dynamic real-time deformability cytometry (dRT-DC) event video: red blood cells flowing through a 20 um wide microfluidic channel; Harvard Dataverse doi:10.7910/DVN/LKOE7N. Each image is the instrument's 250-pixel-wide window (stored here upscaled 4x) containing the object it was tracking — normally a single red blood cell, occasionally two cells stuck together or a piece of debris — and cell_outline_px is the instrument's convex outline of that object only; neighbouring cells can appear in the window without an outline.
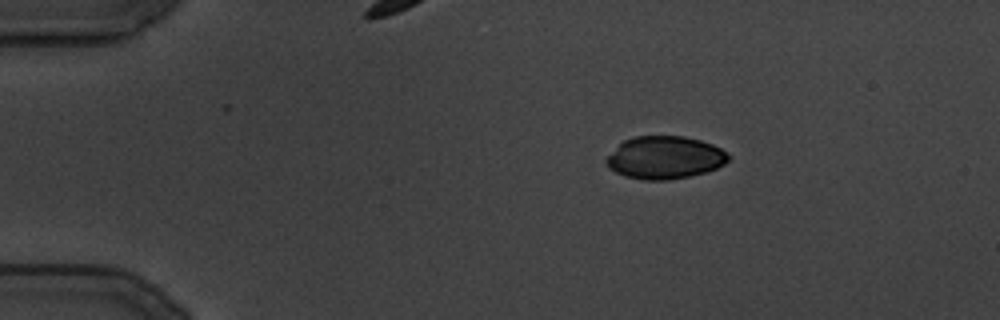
{"species": "common noctule bat (a hibernating species)", "species_latin": "Nyctalus noctula", "temperature_condition": "cold", "stored_images_in_passage": 16, "camera_frame_rate_fps": 3000, "um_per_image_px": 0.085, "animal": {"sex": "male", "body_mass_g": 19.5, "forearm_length_mm": 54.6}, "frame": {"image": 1, "passage_image": 1, "time_ms": 0.0, "image_size_px": [1000, 320], "cell_outline_px": [[728, 160], [724, 164], [716, 168], [704, 172], [688, 176], [668, 180], [644, 180], [624, 176], [608, 168], [604, 164], [604, 160], [624, 140], [632, 136], [684, 136], [700, 140], [712, 144], [720, 148], [728, 156]], "centroid_in_image_um": [56.46, 13.39], "position_along_channel_um": 28.5, "area_um2": 30.23}}